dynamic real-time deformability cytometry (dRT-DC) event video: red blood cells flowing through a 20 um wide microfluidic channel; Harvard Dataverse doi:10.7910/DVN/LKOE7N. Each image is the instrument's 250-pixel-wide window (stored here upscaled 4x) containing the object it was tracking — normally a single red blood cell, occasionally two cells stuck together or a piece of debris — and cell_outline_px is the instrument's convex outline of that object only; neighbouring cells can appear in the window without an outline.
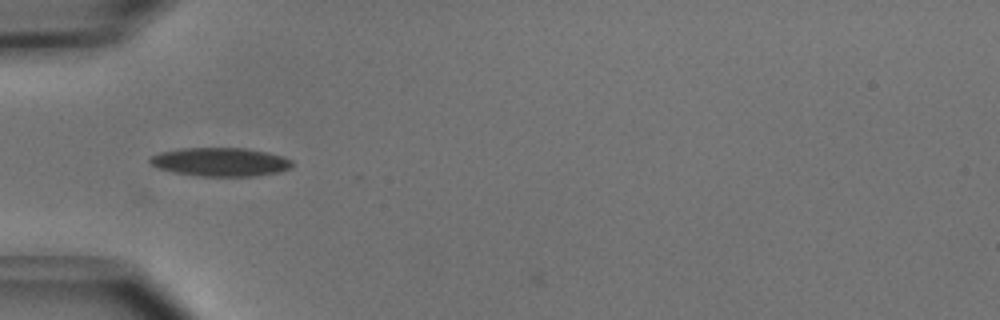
{"species": "common noctule bat (a hibernating species)", "species_latin": "Nyctalus noctula", "temperature_condition": "cold", "stored_images_in_passage": 22, "camera_frame_rate_fps": 3000, "um_per_image_px": 0.085, "animal": {"sex": "male", "body_mass_g": 15.6}, "frame": {"image": 1, "passage_image": 2, "time_ms": 0.333, "image_size_px": [1000, 320], "cell_outline_px": [[292, 164], [288, 168], [276, 172], [252, 176], [200, 176], [172, 172], [156, 168], [148, 160], [152, 156], [160, 152], [180, 148], [244, 148], [268, 152], [284, 156], [292, 160]], "centroid_in_image_um": [18.69, 13.76], "position_along_channel_um": 66.3, "area_um2": 23.64}}
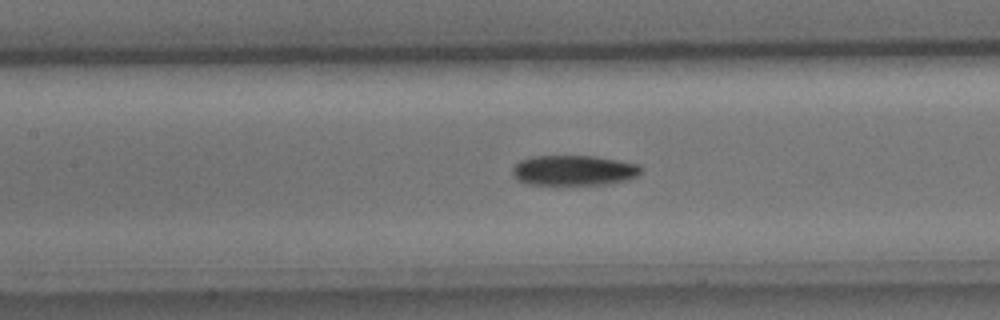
{"frame": {"image": 2, "passage_image": 9, "time_ms": 2.667, "image_size_px": [1000, 320], "cell_outline_px": [[644, 168], [636, 176], [628, 180], [608, 184], [528, 184], [516, 180], [512, 176], [512, 168], [520, 160], [532, 156], [596, 156], [640, 164]], "centroid_in_image_um": [48.78, 14.48], "position_along_channel_um": 158.6, "area_um2": 22.83}}
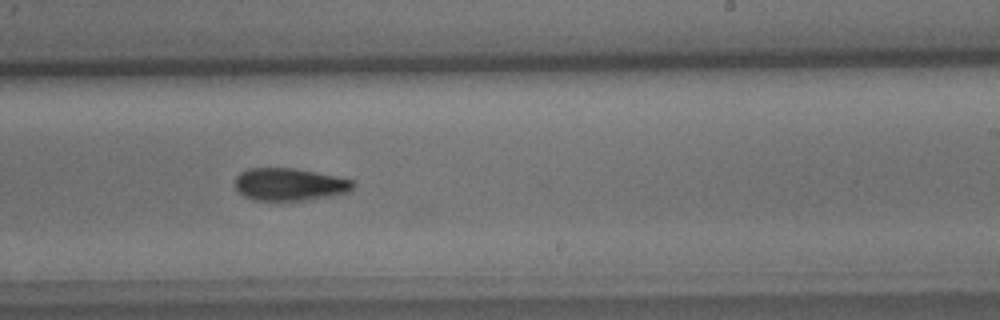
{"frame": {"image": 3, "passage_image": 17, "time_ms": 5.333, "image_size_px": [1000, 320], "cell_outline_px": [[356, 184], [348, 192], [332, 196], [304, 200], [252, 200], [244, 196], [232, 184], [236, 176], [240, 172], [248, 168], [292, 168], [336, 176], [356, 180]], "centroid_in_image_um": [24.6, 15.67], "position_along_channel_um": 264.4, "area_um2": 22.54}}